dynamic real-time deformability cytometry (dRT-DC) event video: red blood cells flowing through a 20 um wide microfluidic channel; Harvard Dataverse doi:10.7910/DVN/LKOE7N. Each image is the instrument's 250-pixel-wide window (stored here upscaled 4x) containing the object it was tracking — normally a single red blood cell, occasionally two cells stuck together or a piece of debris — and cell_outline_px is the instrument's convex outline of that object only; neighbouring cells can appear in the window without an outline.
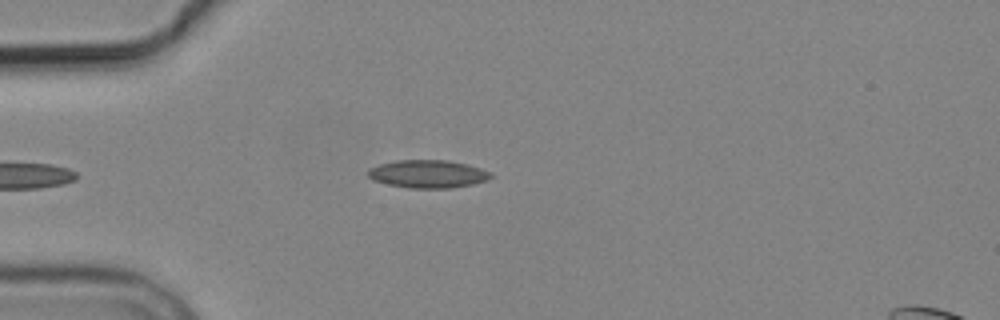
{"species": "common noctule bat (a hibernating species)", "species_latin": "Nyctalus noctula", "temperature_condition": "cold", "stored_images_in_passage": 5, "camera_frame_rate_fps": 3000, "um_per_image_px": 0.085, "animal": {"sex": "male", "body_mass_g": 19.2, "forearm_length_mm": 51.8}, "frame": {"image": 1, "passage_image": 5, "time_ms": 4.667, "image_size_px": [1000, 320], "cell_outline_px": [[492, 176], [488, 180], [472, 184], [452, 188], [408, 188], [388, 184], [372, 180], [368, 176], [368, 168], [380, 164], [396, 160], [448, 160], [480, 168], [492, 172]], "centroid_in_image_um": [36.36, 14.79], "position_along_channel_um": 48.6, "area_um2": 20.0}}